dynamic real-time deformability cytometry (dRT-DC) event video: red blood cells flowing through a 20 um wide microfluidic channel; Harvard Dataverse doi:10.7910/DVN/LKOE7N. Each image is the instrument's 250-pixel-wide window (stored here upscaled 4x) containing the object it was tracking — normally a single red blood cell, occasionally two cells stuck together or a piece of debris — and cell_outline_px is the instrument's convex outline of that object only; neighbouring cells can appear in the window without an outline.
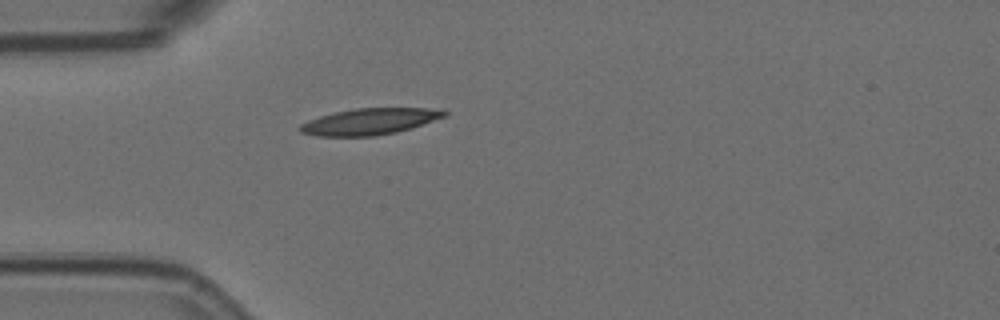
{"species": "Egyptian fruit bat (a non-hibernating species)", "species_latin": "Rousettus aegyptiacus", "temperature_condition": "room temperature", "stored_images_in_passage": 1, "camera_frame_rate_fps": 3000, "um_per_image_px": 0.085, "animal": {"sex": "female"}, "frame": {"image": 1, "passage_image": 1, "time_ms": 0.0, "image_size_px": [1000, 320], "cell_outline_px": [[448, 112], [444, 116], [412, 128], [396, 132], [376, 136], [316, 136], [300, 132], [300, 124], [308, 120], [320, 116], [352, 108], [428, 108]], "centroid_in_image_um": [31.37, 10.33], "position_along_channel_um": 53.6, "area_um2": 21.96}}